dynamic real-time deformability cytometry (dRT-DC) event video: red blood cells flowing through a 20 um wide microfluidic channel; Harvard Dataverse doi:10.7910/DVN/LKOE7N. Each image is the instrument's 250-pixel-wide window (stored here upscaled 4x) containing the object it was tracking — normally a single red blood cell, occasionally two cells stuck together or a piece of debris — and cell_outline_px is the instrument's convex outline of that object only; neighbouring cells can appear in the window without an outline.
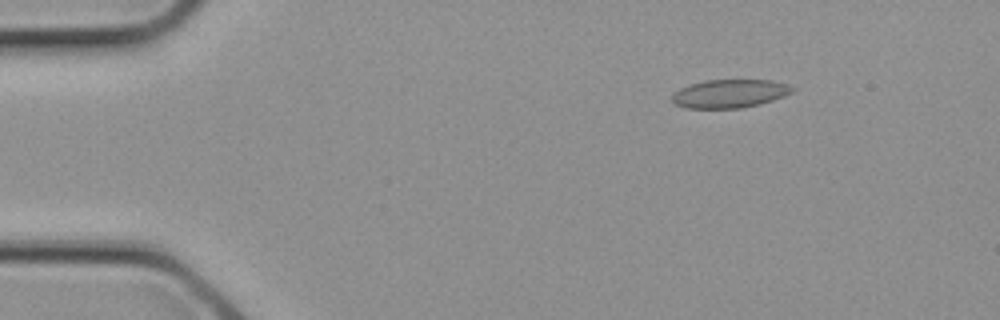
{"species": "common noctule bat (a hibernating species)", "species_latin": "Nyctalus noctula", "temperature_condition": "cold", "stored_images_in_passage": 2, "camera_frame_rate_fps": 3000, "um_per_image_px": 0.085, "animal": {"sex": "female", "body_mass_g": 21.9}, "frame": {"image": 1, "passage_image": 1, "time_ms": 0.0, "image_size_px": [1000, 320], "cell_outline_px": [[796, 88], [792, 92], [784, 96], [760, 104], [740, 108], [688, 108], [676, 104], [672, 100], [672, 92], [680, 88], [704, 80], [772, 80], [788, 84]], "centroid_in_image_um": [62.04, 7.95], "position_along_channel_um": 23.0, "area_um2": 19.88}}